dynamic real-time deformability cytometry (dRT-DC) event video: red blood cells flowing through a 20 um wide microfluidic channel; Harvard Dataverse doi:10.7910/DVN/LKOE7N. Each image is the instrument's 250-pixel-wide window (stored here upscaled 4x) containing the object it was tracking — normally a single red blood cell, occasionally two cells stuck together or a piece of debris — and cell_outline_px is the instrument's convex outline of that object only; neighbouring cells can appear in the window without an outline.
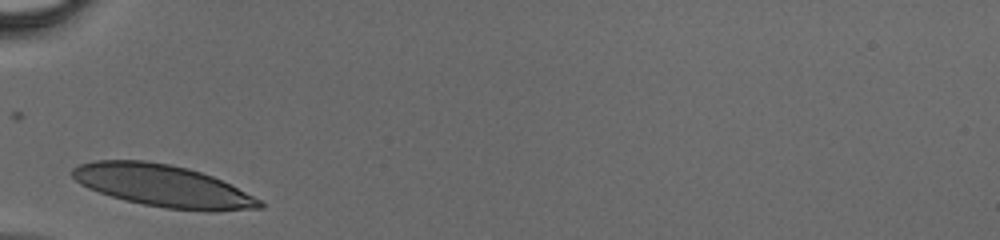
{"species": "human", "species_latin": "Homo sapiens", "temperature_condition": "cold", "stored_images_in_passage": 23, "camera_frame_rate_fps": 3000, "um_per_image_px": 0.085, "donor": {"sex": "male"}, "frame": {"image": 1, "passage_image": 1, "time_ms": 0.0, "image_size_px": [1000, 240], "cell_outline_px": [[264, 208], [212, 212], [208, 212], [164, 208], [124, 200], [88, 188], [80, 184], [72, 176], [72, 168], [80, 164], [96, 160], [144, 160], [168, 164], [188, 168], [212, 176], [260, 200], [264, 204]], "centroid_in_image_um": [13.83, 15.8], "position_along_channel_um": 71.2, "area_um2": 45.6}}
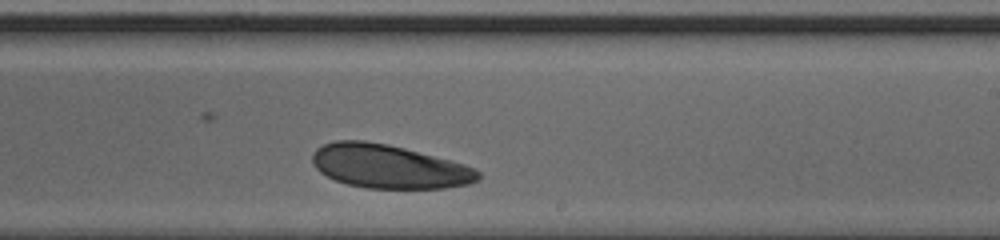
{"frame": {"image": 2, "passage_image": 14, "time_ms": 4.333, "image_size_px": [1000, 240], "cell_outline_px": [[480, 176], [476, 180], [468, 184], [444, 188], [364, 188], [348, 184], [336, 180], [320, 172], [316, 168], [312, 160], [312, 152], [316, 148], [324, 144], [336, 140], [364, 140], [388, 144], [404, 148], [464, 164], [476, 168], [480, 172]], "centroid_in_image_um": [33.03, 14.14], "position_along_channel_um": 256.0, "area_um2": 42.02}}
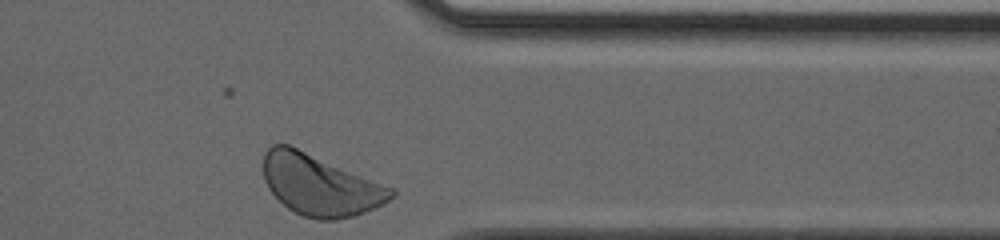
{"frame": {"image": 3, "passage_image": 23, "time_ms": 7.333, "image_size_px": [1000, 240], "cell_outline_px": [[396, 192], [388, 200], [364, 212], [352, 216], [336, 220], [316, 220], [304, 216], [288, 208], [268, 188], [264, 180], [264, 152], [272, 144], [288, 144], [396, 188]], "centroid_in_image_um": [27.21, 15.72], "position_along_channel_um": 384.2, "area_um2": 45.2}}